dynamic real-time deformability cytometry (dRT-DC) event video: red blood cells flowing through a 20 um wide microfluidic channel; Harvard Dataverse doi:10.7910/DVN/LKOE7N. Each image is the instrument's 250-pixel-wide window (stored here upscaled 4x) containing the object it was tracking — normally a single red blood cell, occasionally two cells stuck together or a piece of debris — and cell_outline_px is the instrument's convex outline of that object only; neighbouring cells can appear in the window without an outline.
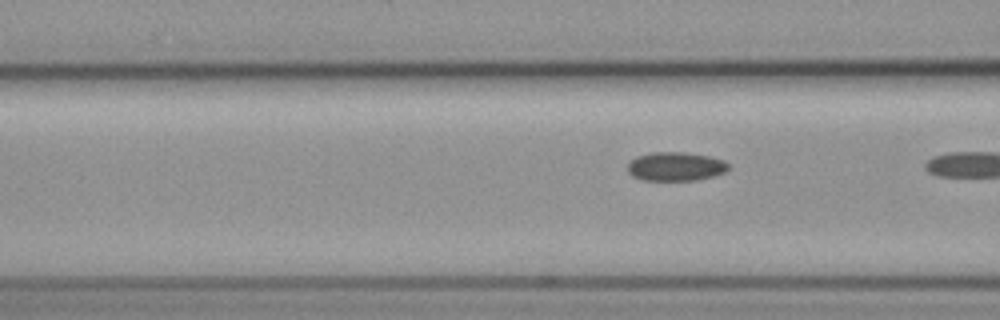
{"species": "common noctule bat (a hibernating species)", "species_latin": "Nyctalus noctula", "temperature_condition": "cold", "stored_images_in_passage": 8, "segment_of_instrument_passage": [2, 2], "camera_frame_rate_fps": 3000, "um_per_image_px": 0.085, "animal": {"sex": "female", "body_mass_g": 19.3, "forearm_length_mm": 54.1}, "frame": {"image": 1, "passage_image": 8, "time_ms": 9.667, "image_size_px": [1000, 320], "cell_outline_px": [[728, 168], [724, 172], [712, 176], [696, 180], [644, 180], [632, 176], [628, 172], [628, 164], [636, 156], [652, 152], [684, 152], [708, 156], [724, 160], [728, 164]], "centroid_in_image_um": [57.41, 14.14], "position_along_channel_um": 109.2, "area_um2": 16.82}}